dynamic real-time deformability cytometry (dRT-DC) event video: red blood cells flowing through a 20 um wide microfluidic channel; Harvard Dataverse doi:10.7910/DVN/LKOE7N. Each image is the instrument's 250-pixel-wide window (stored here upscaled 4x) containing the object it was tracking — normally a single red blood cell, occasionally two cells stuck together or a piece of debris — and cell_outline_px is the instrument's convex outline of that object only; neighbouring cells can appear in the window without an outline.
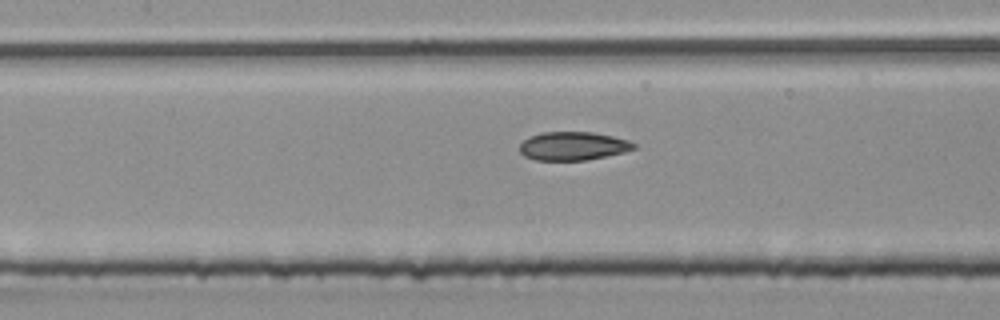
{"species": "common noctule bat (a hibernating species)", "species_latin": "Nyctalus noctula", "temperature_condition": "room temperature", "stored_images_in_passage": 4, "camera_frame_rate_fps": 3000, "um_per_image_px": 0.085, "animal": {"sex": "male", "body_mass_g": 20.4}, "frame": {"image": 1, "passage_image": 4, "time_ms": 1.0, "image_size_px": [1000, 320], "cell_outline_px": [[636, 148], [624, 152], [608, 156], [588, 160], [536, 160], [524, 156], [520, 152], [520, 144], [528, 136], [544, 132], [592, 132], [612, 136], [628, 140], [636, 144]], "centroid_in_image_um": [48.71, 12.41], "position_along_channel_um": 158.7, "area_um2": 19.02}}